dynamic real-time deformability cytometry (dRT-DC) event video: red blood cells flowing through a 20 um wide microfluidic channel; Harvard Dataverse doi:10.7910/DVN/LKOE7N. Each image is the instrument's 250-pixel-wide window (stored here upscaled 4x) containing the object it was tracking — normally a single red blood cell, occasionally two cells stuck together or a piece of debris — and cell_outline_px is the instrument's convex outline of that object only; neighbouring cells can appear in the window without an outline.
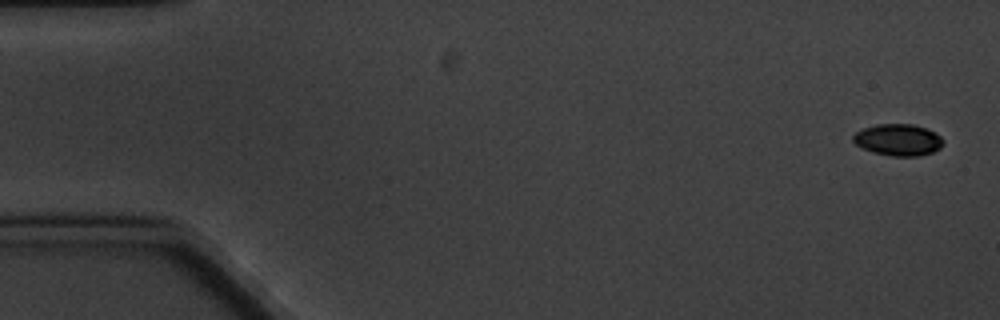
{"species": "common noctule bat (a hibernating species)", "species_latin": "Nyctalus noctula", "temperature_condition": "cold", "stored_images_in_passage": 5, "camera_frame_rate_fps": 3000, "um_per_image_px": 0.085, "animal": {"sex": "male", "body_mass_g": 20.1, "forearm_length_mm": 53.5}, "frame": {"image": 1, "passage_image": 1, "time_ms": 0.0, "image_size_px": [1000, 320], "cell_outline_px": [[944, 144], [940, 148], [932, 152], [916, 156], [892, 156], [872, 152], [860, 148], [852, 140], [852, 136], [856, 132], [864, 128], [876, 124], [912, 124], [924, 128], [940, 136], [944, 140]], "centroid_in_image_um": [76.31, 11.89], "position_along_channel_um": 8.7, "area_um2": 16.59}}
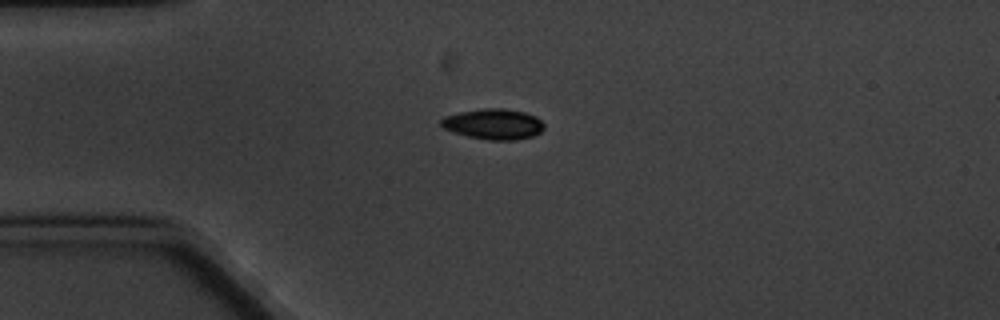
{"frame": {"image": 2, "passage_image": 4, "time_ms": 4.333, "image_size_px": [1000, 320], "cell_outline_px": [[544, 128], [540, 132], [532, 136], [512, 140], [492, 140], [468, 136], [452, 132], [444, 128], [440, 124], [440, 120], [444, 116], [460, 112], [484, 108], [504, 108], [524, 112], [536, 116], [544, 124]], "centroid_in_image_um": [41.94, 10.54], "position_along_channel_um": 43.1, "area_um2": 18.26}}